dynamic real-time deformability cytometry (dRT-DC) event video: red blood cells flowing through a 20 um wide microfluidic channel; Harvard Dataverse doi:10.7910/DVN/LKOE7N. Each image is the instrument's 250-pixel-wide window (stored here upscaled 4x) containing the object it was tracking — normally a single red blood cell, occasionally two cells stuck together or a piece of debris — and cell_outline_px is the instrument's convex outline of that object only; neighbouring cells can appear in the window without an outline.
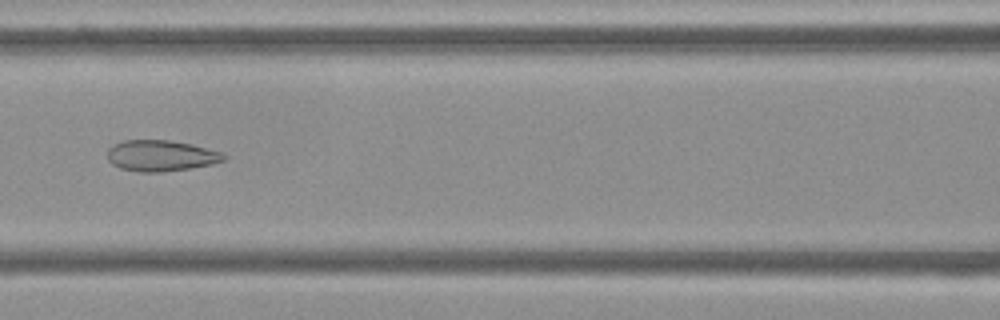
{"species": "Egyptian fruit bat (a non-hibernating species)", "species_latin": "Rousettus aegyptiacus", "temperature_condition": "cold", "stored_images_in_passage": 54, "camera_frame_rate_fps": 3000, "um_per_image_px": 0.085, "frame": {"image": 1, "passage_image": 24, "time_ms": 7.667, "image_size_px": [1000, 320], "cell_outline_px": [[228, 156], [224, 160], [212, 164], [188, 168], [160, 172], [140, 172], [120, 168], [112, 164], [108, 160], [108, 148], [124, 140], [168, 140], [192, 144], [220, 152]], "centroid_in_image_um": [13.67, 13.23], "position_along_channel_um": 152.9, "area_um2": 20.87}}
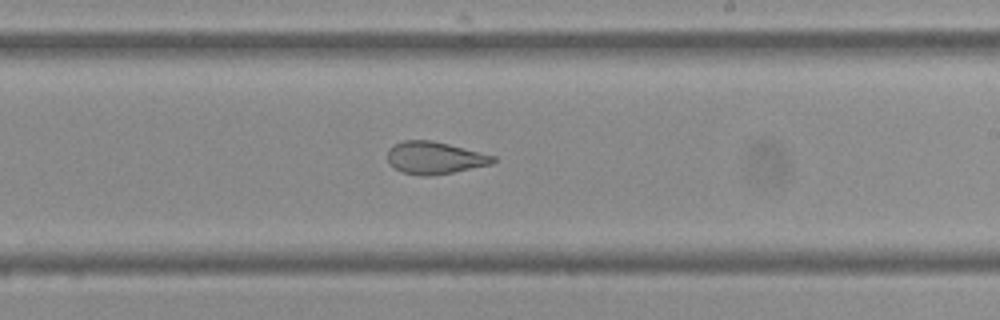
{"frame": {"image": 2, "passage_image": 32, "time_ms": 10.333, "image_size_px": [1000, 320], "cell_outline_px": [[496, 160], [492, 164], [432, 176], [424, 176], [400, 172], [392, 168], [388, 164], [388, 148], [392, 144], [404, 140], [432, 140], [496, 156]], "centroid_in_image_um": [36.89, 13.42], "position_along_channel_um": 252.1, "area_um2": 20.06}}
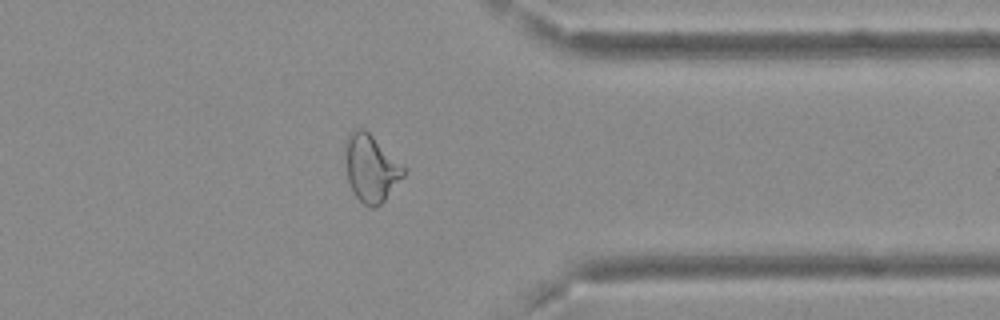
{"frame": {"image": 3, "passage_image": 43, "time_ms": 14.0, "image_size_px": [1000, 320], "cell_outline_px": [[404, 176], [384, 200], [380, 204], [372, 208], [368, 208], [356, 196], [348, 180], [344, 152], [348, 132], [356, 128], [364, 128], [404, 168]], "centroid_in_image_um": [31.49, 14.29], "position_along_channel_um": 379.9, "area_um2": 22.31}, "authors_computed_cell_mechanics": {"area_um2": 24.4783, "velocity_mm_per_s": 3.7207, "shape_relaxation_time_tau1_ms": null, "shape_relaxation_time_tau2_ms": 1.6688, "deformation_change_tau1": null, "deformation_change_tau2": 0.0887}}